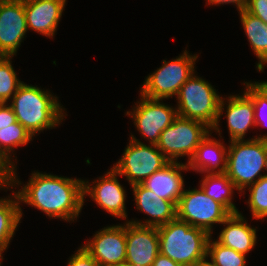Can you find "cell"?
<instances>
[{
	"mask_svg": "<svg viewBox=\"0 0 267 266\" xmlns=\"http://www.w3.org/2000/svg\"><path fill=\"white\" fill-rule=\"evenodd\" d=\"M83 181L34 171L29 182L16 190V194L20 204L33 206L52 219L74 222L84 205Z\"/></svg>",
	"mask_w": 267,
	"mask_h": 266,
	"instance_id": "6da1fadb",
	"label": "cell"
},
{
	"mask_svg": "<svg viewBox=\"0 0 267 266\" xmlns=\"http://www.w3.org/2000/svg\"><path fill=\"white\" fill-rule=\"evenodd\" d=\"M16 120L34 136L44 129L58 126L65 118V108L57 96L34 85L22 83L11 99Z\"/></svg>",
	"mask_w": 267,
	"mask_h": 266,
	"instance_id": "7a4b0ae2",
	"label": "cell"
},
{
	"mask_svg": "<svg viewBox=\"0 0 267 266\" xmlns=\"http://www.w3.org/2000/svg\"><path fill=\"white\" fill-rule=\"evenodd\" d=\"M177 102V115L183 118L203 122L215 132L221 131L219 121L223 115L225 101L213 86L195 76V73L181 86Z\"/></svg>",
	"mask_w": 267,
	"mask_h": 266,
	"instance_id": "3957f363",
	"label": "cell"
},
{
	"mask_svg": "<svg viewBox=\"0 0 267 266\" xmlns=\"http://www.w3.org/2000/svg\"><path fill=\"white\" fill-rule=\"evenodd\" d=\"M160 253L183 266H193L207 256L209 238L203 229L178 218L157 227Z\"/></svg>",
	"mask_w": 267,
	"mask_h": 266,
	"instance_id": "277c9868",
	"label": "cell"
},
{
	"mask_svg": "<svg viewBox=\"0 0 267 266\" xmlns=\"http://www.w3.org/2000/svg\"><path fill=\"white\" fill-rule=\"evenodd\" d=\"M267 172V135L248 140H232L228 145L226 175L237 190L245 192Z\"/></svg>",
	"mask_w": 267,
	"mask_h": 266,
	"instance_id": "5b68a950",
	"label": "cell"
},
{
	"mask_svg": "<svg viewBox=\"0 0 267 266\" xmlns=\"http://www.w3.org/2000/svg\"><path fill=\"white\" fill-rule=\"evenodd\" d=\"M198 55L187 50L171 61L163 60V65L149 74L140 90V94L150 99H168L177 96L181 86L194 74Z\"/></svg>",
	"mask_w": 267,
	"mask_h": 266,
	"instance_id": "8992f818",
	"label": "cell"
},
{
	"mask_svg": "<svg viewBox=\"0 0 267 266\" xmlns=\"http://www.w3.org/2000/svg\"><path fill=\"white\" fill-rule=\"evenodd\" d=\"M169 162L157 145H146L131 134L123 156L114 164L113 168L119 175L125 176L132 186L143 183Z\"/></svg>",
	"mask_w": 267,
	"mask_h": 266,
	"instance_id": "52a82bcc",
	"label": "cell"
},
{
	"mask_svg": "<svg viewBox=\"0 0 267 266\" xmlns=\"http://www.w3.org/2000/svg\"><path fill=\"white\" fill-rule=\"evenodd\" d=\"M212 129L203 122L177 116L173 123L161 132L157 148L169 161L180 157L192 158L196 148Z\"/></svg>",
	"mask_w": 267,
	"mask_h": 266,
	"instance_id": "ba28073f",
	"label": "cell"
},
{
	"mask_svg": "<svg viewBox=\"0 0 267 266\" xmlns=\"http://www.w3.org/2000/svg\"><path fill=\"white\" fill-rule=\"evenodd\" d=\"M177 207V218L212 234L213 225L222 224L231 214L222 204L207 196L202 188L184 190Z\"/></svg>",
	"mask_w": 267,
	"mask_h": 266,
	"instance_id": "9c48e42d",
	"label": "cell"
},
{
	"mask_svg": "<svg viewBox=\"0 0 267 266\" xmlns=\"http://www.w3.org/2000/svg\"><path fill=\"white\" fill-rule=\"evenodd\" d=\"M133 111H127L126 115L132 117L134 125L142 138L148 139L149 144H157L160 134L178 116L177 109L163 103L160 99H150L140 94ZM162 101V102H160Z\"/></svg>",
	"mask_w": 267,
	"mask_h": 266,
	"instance_id": "30bf717a",
	"label": "cell"
},
{
	"mask_svg": "<svg viewBox=\"0 0 267 266\" xmlns=\"http://www.w3.org/2000/svg\"><path fill=\"white\" fill-rule=\"evenodd\" d=\"M82 247L101 266H114L126 260V223L97 231Z\"/></svg>",
	"mask_w": 267,
	"mask_h": 266,
	"instance_id": "8fae6325",
	"label": "cell"
},
{
	"mask_svg": "<svg viewBox=\"0 0 267 266\" xmlns=\"http://www.w3.org/2000/svg\"><path fill=\"white\" fill-rule=\"evenodd\" d=\"M24 0H0V56H14L26 35Z\"/></svg>",
	"mask_w": 267,
	"mask_h": 266,
	"instance_id": "7c38bea8",
	"label": "cell"
},
{
	"mask_svg": "<svg viewBox=\"0 0 267 266\" xmlns=\"http://www.w3.org/2000/svg\"><path fill=\"white\" fill-rule=\"evenodd\" d=\"M119 174L112 167L104 176L93 181L91 186L89 181H83V195H89L96 204L108 212L110 215L121 219H127L125 207L126 192L119 183ZM96 183V184H95Z\"/></svg>",
	"mask_w": 267,
	"mask_h": 266,
	"instance_id": "4fadbf2b",
	"label": "cell"
},
{
	"mask_svg": "<svg viewBox=\"0 0 267 266\" xmlns=\"http://www.w3.org/2000/svg\"><path fill=\"white\" fill-rule=\"evenodd\" d=\"M160 253L157 227L126 222V260L133 266H152Z\"/></svg>",
	"mask_w": 267,
	"mask_h": 266,
	"instance_id": "5bb4252c",
	"label": "cell"
},
{
	"mask_svg": "<svg viewBox=\"0 0 267 266\" xmlns=\"http://www.w3.org/2000/svg\"><path fill=\"white\" fill-rule=\"evenodd\" d=\"M134 193L136 209L149 215L151 219L142 221L133 220L129 222L142 225L159 227L177 218V207L174 202L159 198L142 183L131 186Z\"/></svg>",
	"mask_w": 267,
	"mask_h": 266,
	"instance_id": "9a60e30c",
	"label": "cell"
},
{
	"mask_svg": "<svg viewBox=\"0 0 267 266\" xmlns=\"http://www.w3.org/2000/svg\"><path fill=\"white\" fill-rule=\"evenodd\" d=\"M65 4L66 0H24L27 29L52 38Z\"/></svg>",
	"mask_w": 267,
	"mask_h": 266,
	"instance_id": "2e32d148",
	"label": "cell"
},
{
	"mask_svg": "<svg viewBox=\"0 0 267 266\" xmlns=\"http://www.w3.org/2000/svg\"><path fill=\"white\" fill-rule=\"evenodd\" d=\"M188 171V165L170 161L162 169L154 172L142 184L159 198L174 202L176 205L184 192V179L180 171Z\"/></svg>",
	"mask_w": 267,
	"mask_h": 266,
	"instance_id": "e0dca14e",
	"label": "cell"
},
{
	"mask_svg": "<svg viewBox=\"0 0 267 266\" xmlns=\"http://www.w3.org/2000/svg\"><path fill=\"white\" fill-rule=\"evenodd\" d=\"M210 136L209 132L196 148L194 155L187 163L189 170L192 169L202 174L226 172L228 148L223 145V142Z\"/></svg>",
	"mask_w": 267,
	"mask_h": 266,
	"instance_id": "ac0fdd59",
	"label": "cell"
},
{
	"mask_svg": "<svg viewBox=\"0 0 267 266\" xmlns=\"http://www.w3.org/2000/svg\"><path fill=\"white\" fill-rule=\"evenodd\" d=\"M222 225H225V227L220 231L216 240L221 245L245 255L256 245V228L248 225L240 212L230 214Z\"/></svg>",
	"mask_w": 267,
	"mask_h": 266,
	"instance_id": "d6986e66",
	"label": "cell"
},
{
	"mask_svg": "<svg viewBox=\"0 0 267 266\" xmlns=\"http://www.w3.org/2000/svg\"><path fill=\"white\" fill-rule=\"evenodd\" d=\"M226 102L228 103L226 104V119L230 141L244 140L248 129L256 127L252 98L244 91L240 96L239 94L228 96Z\"/></svg>",
	"mask_w": 267,
	"mask_h": 266,
	"instance_id": "ffe728a7",
	"label": "cell"
},
{
	"mask_svg": "<svg viewBox=\"0 0 267 266\" xmlns=\"http://www.w3.org/2000/svg\"><path fill=\"white\" fill-rule=\"evenodd\" d=\"M240 20L247 35L250 46L259 59L256 64L258 71H263L267 64V24L245 9L240 12Z\"/></svg>",
	"mask_w": 267,
	"mask_h": 266,
	"instance_id": "44dd1931",
	"label": "cell"
},
{
	"mask_svg": "<svg viewBox=\"0 0 267 266\" xmlns=\"http://www.w3.org/2000/svg\"><path fill=\"white\" fill-rule=\"evenodd\" d=\"M8 198H0V259L12 240L22 218V209L16 192ZM14 198V199H12Z\"/></svg>",
	"mask_w": 267,
	"mask_h": 266,
	"instance_id": "7402d4cb",
	"label": "cell"
},
{
	"mask_svg": "<svg viewBox=\"0 0 267 266\" xmlns=\"http://www.w3.org/2000/svg\"><path fill=\"white\" fill-rule=\"evenodd\" d=\"M201 182L200 187L207 196L222 204L231 214L239 212L232 201L233 191L237 188L226 173L206 174Z\"/></svg>",
	"mask_w": 267,
	"mask_h": 266,
	"instance_id": "603a6c76",
	"label": "cell"
},
{
	"mask_svg": "<svg viewBox=\"0 0 267 266\" xmlns=\"http://www.w3.org/2000/svg\"><path fill=\"white\" fill-rule=\"evenodd\" d=\"M32 137L18 121L9 127L0 128V152L15 166V163L11 161L13 158L10 153L14 152V148L28 144L33 139Z\"/></svg>",
	"mask_w": 267,
	"mask_h": 266,
	"instance_id": "cb8c5ba5",
	"label": "cell"
},
{
	"mask_svg": "<svg viewBox=\"0 0 267 266\" xmlns=\"http://www.w3.org/2000/svg\"><path fill=\"white\" fill-rule=\"evenodd\" d=\"M207 256L215 266H246V255L225 247L216 240L208 241Z\"/></svg>",
	"mask_w": 267,
	"mask_h": 266,
	"instance_id": "d4e9b609",
	"label": "cell"
},
{
	"mask_svg": "<svg viewBox=\"0 0 267 266\" xmlns=\"http://www.w3.org/2000/svg\"><path fill=\"white\" fill-rule=\"evenodd\" d=\"M11 59L12 56H0V103L9 102L23 83L17 79Z\"/></svg>",
	"mask_w": 267,
	"mask_h": 266,
	"instance_id": "484cf974",
	"label": "cell"
},
{
	"mask_svg": "<svg viewBox=\"0 0 267 266\" xmlns=\"http://www.w3.org/2000/svg\"><path fill=\"white\" fill-rule=\"evenodd\" d=\"M250 196L248 199L249 209L254 219L267 217V174L248 187Z\"/></svg>",
	"mask_w": 267,
	"mask_h": 266,
	"instance_id": "4316f807",
	"label": "cell"
},
{
	"mask_svg": "<svg viewBox=\"0 0 267 266\" xmlns=\"http://www.w3.org/2000/svg\"><path fill=\"white\" fill-rule=\"evenodd\" d=\"M245 92L252 98L256 126L267 127V97L251 82H245Z\"/></svg>",
	"mask_w": 267,
	"mask_h": 266,
	"instance_id": "83f0119b",
	"label": "cell"
},
{
	"mask_svg": "<svg viewBox=\"0 0 267 266\" xmlns=\"http://www.w3.org/2000/svg\"><path fill=\"white\" fill-rule=\"evenodd\" d=\"M15 168L16 166L9 162L0 152V189H9L8 187L13 188V186L15 187L17 183L18 186L21 185V181L16 178L17 173L15 172Z\"/></svg>",
	"mask_w": 267,
	"mask_h": 266,
	"instance_id": "f1b7e54d",
	"label": "cell"
},
{
	"mask_svg": "<svg viewBox=\"0 0 267 266\" xmlns=\"http://www.w3.org/2000/svg\"><path fill=\"white\" fill-rule=\"evenodd\" d=\"M67 266H101L95 259L83 248L80 247L76 253L69 259Z\"/></svg>",
	"mask_w": 267,
	"mask_h": 266,
	"instance_id": "f546056e",
	"label": "cell"
},
{
	"mask_svg": "<svg viewBox=\"0 0 267 266\" xmlns=\"http://www.w3.org/2000/svg\"><path fill=\"white\" fill-rule=\"evenodd\" d=\"M245 10L267 24V0H247Z\"/></svg>",
	"mask_w": 267,
	"mask_h": 266,
	"instance_id": "4dcf8cb0",
	"label": "cell"
},
{
	"mask_svg": "<svg viewBox=\"0 0 267 266\" xmlns=\"http://www.w3.org/2000/svg\"><path fill=\"white\" fill-rule=\"evenodd\" d=\"M6 104L0 103V128L9 127L17 121L12 107Z\"/></svg>",
	"mask_w": 267,
	"mask_h": 266,
	"instance_id": "1f68e13d",
	"label": "cell"
},
{
	"mask_svg": "<svg viewBox=\"0 0 267 266\" xmlns=\"http://www.w3.org/2000/svg\"><path fill=\"white\" fill-rule=\"evenodd\" d=\"M235 4L237 6L238 11L246 8L247 0H207L206 5H221V4Z\"/></svg>",
	"mask_w": 267,
	"mask_h": 266,
	"instance_id": "d6a6232c",
	"label": "cell"
},
{
	"mask_svg": "<svg viewBox=\"0 0 267 266\" xmlns=\"http://www.w3.org/2000/svg\"><path fill=\"white\" fill-rule=\"evenodd\" d=\"M152 266H183V265L176 263L169 257L159 253L154 262L152 263Z\"/></svg>",
	"mask_w": 267,
	"mask_h": 266,
	"instance_id": "836d02e7",
	"label": "cell"
},
{
	"mask_svg": "<svg viewBox=\"0 0 267 266\" xmlns=\"http://www.w3.org/2000/svg\"><path fill=\"white\" fill-rule=\"evenodd\" d=\"M193 266H215L212 261H208V256L198 260Z\"/></svg>",
	"mask_w": 267,
	"mask_h": 266,
	"instance_id": "e575fe53",
	"label": "cell"
},
{
	"mask_svg": "<svg viewBox=\"0 0 267 266\" xmlns=\"http://www.w3.org/2000/svg\"><path fill=\"white\" fill-rule=\"evenodd\" d=\"M253 84L267 97V81L253 82Z\"/></svg>",
	"mask_w": 267,
	"mask_h": 266,
	"instance_id": "d590c367",
	"label": "cell"
},
{
	"mask_svg": "<svg viewBox=\"0 0 267 266\" xmlns=\"http://www.w3.org/2000/svg\"><path fill=\"white\" fill-rule=\"evenodd\" d=\"M114 266H133V265H130V264H127V263H122V264H118V265H114Z\"/></svg>",
	"mask_w": 267,
	"mask_h": 266,
	"instance_id": "8d00e7d4",
	"label": "cell"
}]
</instances>
